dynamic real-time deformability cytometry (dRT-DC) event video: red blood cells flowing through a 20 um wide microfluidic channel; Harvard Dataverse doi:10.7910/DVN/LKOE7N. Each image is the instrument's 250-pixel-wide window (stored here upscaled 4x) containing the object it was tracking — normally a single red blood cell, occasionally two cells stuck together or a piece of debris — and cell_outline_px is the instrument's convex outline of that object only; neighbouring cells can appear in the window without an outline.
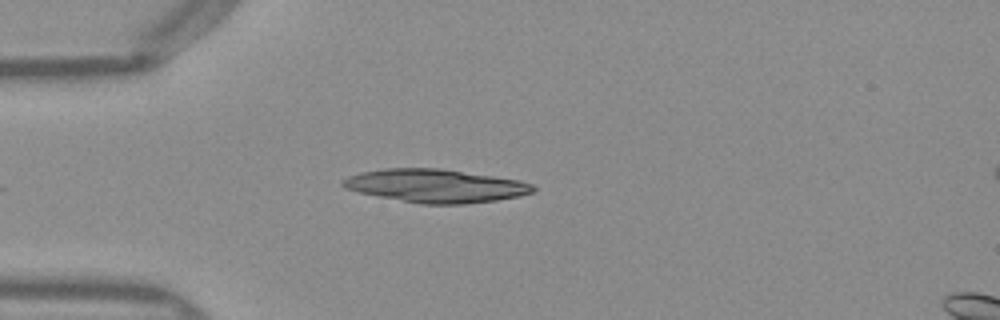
{"species": "Egyptian fruit bat (a non-hibernating species)", "species_latin": "Rousettus aegyptiacus", "temperature_condition": "warm", "stored_images_in_passage": 35, "camera_frame_rate_fps": 3000, "um_per_image_px": 0.085, "frame": {"image": 1, "passage_image": 2, "time_ms": 0.333, "image_size_px": [1000, 320], "cell_outline_px": [[536, 188], [532, 192], [520, 196], [496, 200], [464, 204], [420, 204], [360, 192], [344, 188], [340, 184], [340, 180], [348, 176], [360, 172], [384, 168], [440, 168], [520, 180], [532, 184]], "centroid_in_image_um": [37.01, 15.79], "position_along_channel_um": 48.0, "area_um2": 36.82}}